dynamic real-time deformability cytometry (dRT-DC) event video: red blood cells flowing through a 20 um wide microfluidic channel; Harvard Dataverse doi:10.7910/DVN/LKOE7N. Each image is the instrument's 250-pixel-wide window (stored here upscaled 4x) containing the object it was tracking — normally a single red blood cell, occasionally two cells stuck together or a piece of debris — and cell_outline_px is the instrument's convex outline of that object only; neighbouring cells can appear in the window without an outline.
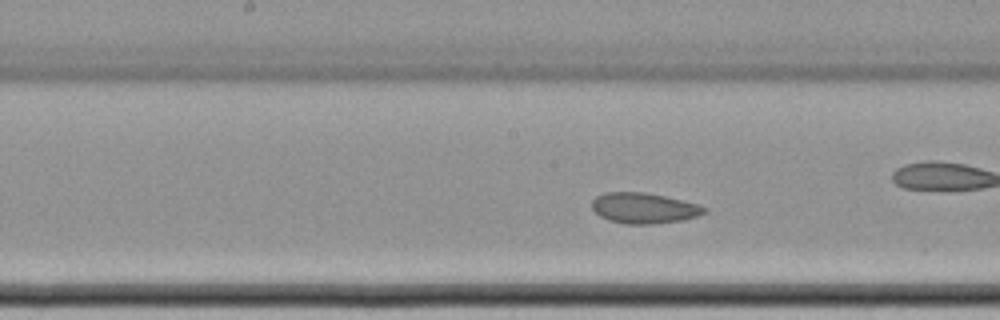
{"species": "common noctule bat (a hibernating species)", "species_latin": "Nyctalus noctula", "temperature_condition": "cold", "stored_images_in_passage": 63, "camera_frame_rate_fps": 3000, "um_per_image_px": 0.085, "animal": {"sex": "female", "body_mass_g": 22.7, "forearm_length_mm": 54.2}, "frame": {"image": 1, "passage_image": 33, "time_ms": 10.667, "image_size_px": [1000, 320], "cell_outline_px": [[708, 212], [696, 216], [680, 220], [652, 224], [624, 224], [608, 220], [600, 216], [592, 208], [592, 200], [596, 196], [604, 192], [644, 192], [664, 196], [700, 204], [708, 208]], "centroid_in_image_um": [54.74, 17.68], "position_along_channel_um": 193.5, "area_um2": 20.11}}
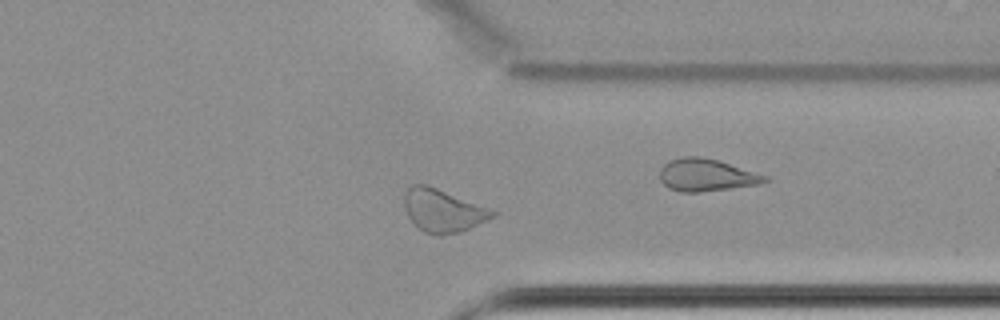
{"frame": {"image": 2, "passage_image": 49, "time_ms": 16.0, "image_size_px": [1000, 320], "cell_outline_px": [[496, 216], [460, 232], [440, 236], [424, 232], [416, 228], [412, 224], [404, 208], [404, 196], [408, 188], [412, 184], [424, 184], [436, 188], [496, 212]], "centroid_in_image_um": [37.57, 17.93], "position_along_channel_um": 373.8, "area_um2": 21.73}}
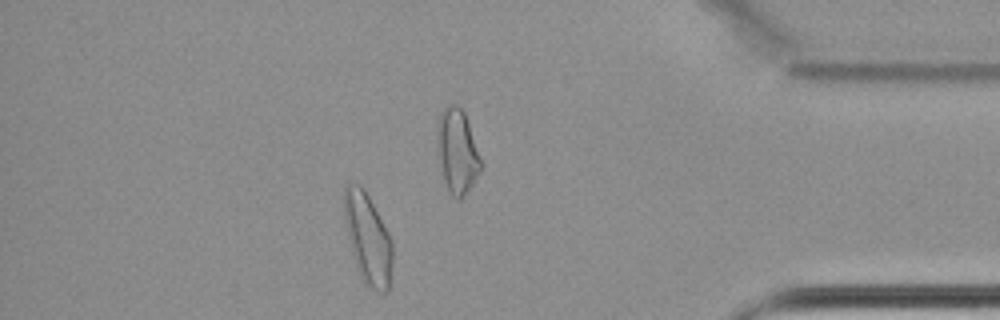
{"frame": {"image": 3, "passage_image": 55, "time_ms": 18.0, "image_size_px": [1000, 320], "cell_outline_px": [[392, 260], [388, 292], [376, 292], [364, 284], [356, 268], [344, 220], [340, 196], [344, 184], [348, 180], [352, 180], [360, 184], [364, 188], [388, 232], [392, 240]], "centroid_in_image_um": [31.2, 20.18], "position_along_channel_um": 404.0, "area_um2": 26.3}, "authors_computed_cell_mechanics": {"area_um2": 22.9466, "velocity_mm_per_s": 3.3777, "shape_relaxation_time_tau1_ms": null, "shape_relaxation_time_tau2_ms": 1.7395, "deformation_change_tau1": null, "deformation_change_tau2": 0.0596}}